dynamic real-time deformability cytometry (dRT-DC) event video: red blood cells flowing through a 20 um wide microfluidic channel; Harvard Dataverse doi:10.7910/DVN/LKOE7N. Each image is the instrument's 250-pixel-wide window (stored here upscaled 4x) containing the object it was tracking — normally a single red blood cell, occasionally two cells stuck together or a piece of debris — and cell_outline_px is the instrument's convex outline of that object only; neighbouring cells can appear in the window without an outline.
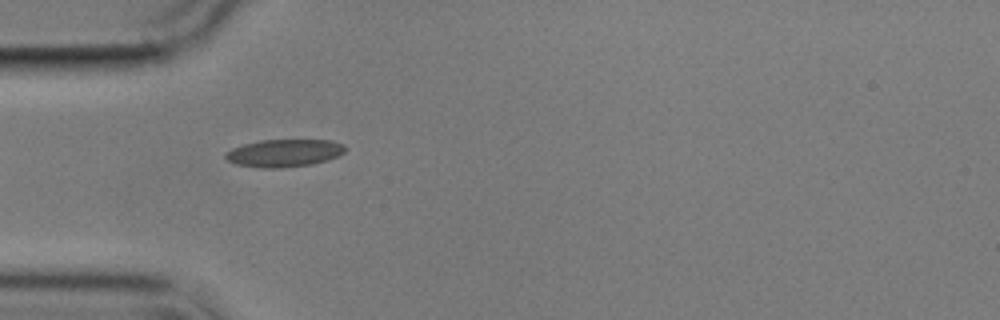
{"species": "common noctule bat (a hibernating species)", "species_latin": "Nyctalus noctula", "temperature_condition": "cold", "stored_images_in_passage": 9, "camera_frame_rate_fps": 3000, "um_per_image_px": 0.085, "animal": {"sex": "male", "body_mass_g": 17.9}, "frame": {"image": 1, "passage_image": 5, "time_ms": 4.667, "image_size_px": [1000, 320], "cell_outline_px": [[348, 148], [344, 152], [336, 156], [312, 164], [280, 168], [260, 168], [236, 164], [228, 160], [224, 156], [224, 152], [232, 148], [244, 144], [260, 140], [332, 140], [344, 144]], "centroid_in_image_um": [24.14, 13.0], "position_along_channel_um": 60.9, "area_um2": 19.25}}
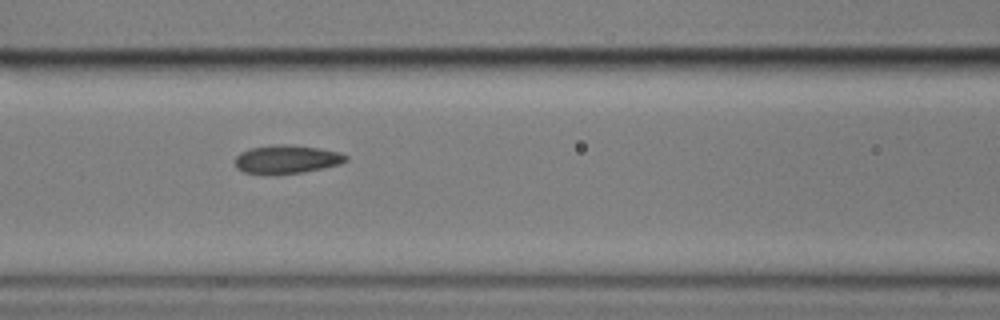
{"frame": {"image": 2, "passage_image": 7, "time_ms": 7.0, "image_size_px": [1000, 320], "cell_outline_px": [[348, 160], [340, 164], [324, 168], [304, 172], [276, 176], [264, 176], [244, 172], [236, 168], [236, 156], [240, 152], [248, 148], [280, 144], [288, 144], [316, 148], [340, 152], [348, 156]], "centroid_in_image_um": [24.34, 13.57], "position_along_channel_um": 142.3, "area_um2": 18.9}}
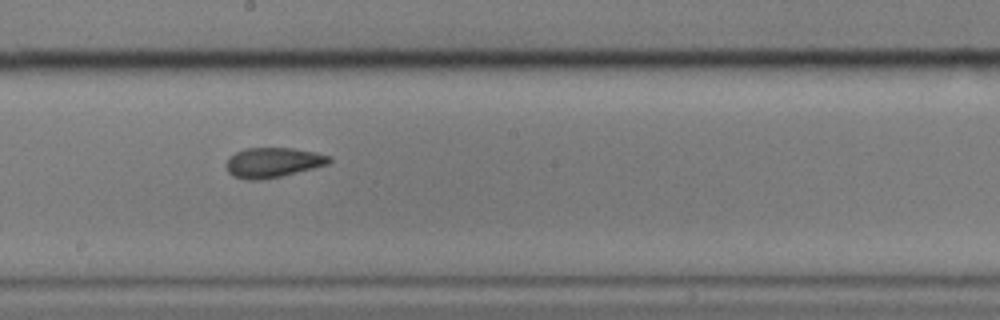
{"frame": {"image": 3, "passage_image": 9, "time_ms": 9.333, "image_size_px": [1000, 320], "cell_outline_px": [[332, 160], [328, 164], [280, 176], [260, 180], [248, 180], [232, 176], [228, 172], [224, 164], [236, 152], [244, 148], [292, 148], [316, 152], [332, 156]], "centroid_in_image_um": [23.19, 13.81], "position_along_channel_um": 225.0, "area_um2": 17.92}}